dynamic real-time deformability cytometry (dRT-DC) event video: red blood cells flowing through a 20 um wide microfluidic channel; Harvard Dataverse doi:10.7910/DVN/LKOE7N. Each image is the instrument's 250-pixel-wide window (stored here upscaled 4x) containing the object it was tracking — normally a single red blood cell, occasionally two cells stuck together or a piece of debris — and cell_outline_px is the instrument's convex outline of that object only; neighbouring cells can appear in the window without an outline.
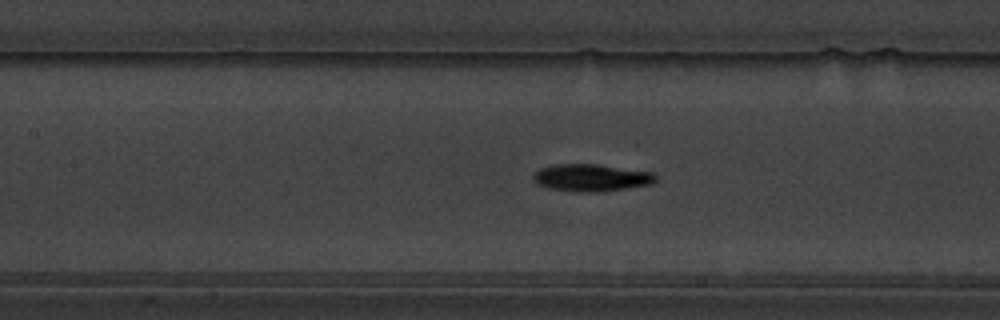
{"species": "common noctule bat (a hibernating species)", "species_latin": "Nyctalus noctula", "temperature_condition": "warm", "stored_images_in_passage": 40, "camera_frame_rate_fps": 3000, "um_per_image_px": 0.085, "animal": {"sex": "male", "body_mass_g": 19.5, "forearm_length_mm": 54.6}, "frame": {"image": 1, "passage_image": 15, "time_ms": 4.667, "image_size_px": [1000, 320], "cell_outline_px": [[656, 180], [652, 184], [596, 192], [576, 192], [548, 188], [536, 184], [532, 180], [532, 176], [540, 168], [556, 164], [596, 164], [652, 172], [656, 176]], "centroid_in_image_um": [50.21, 15.1], "position_along_channel_um": 157.2, "area_um2": 19.36}}
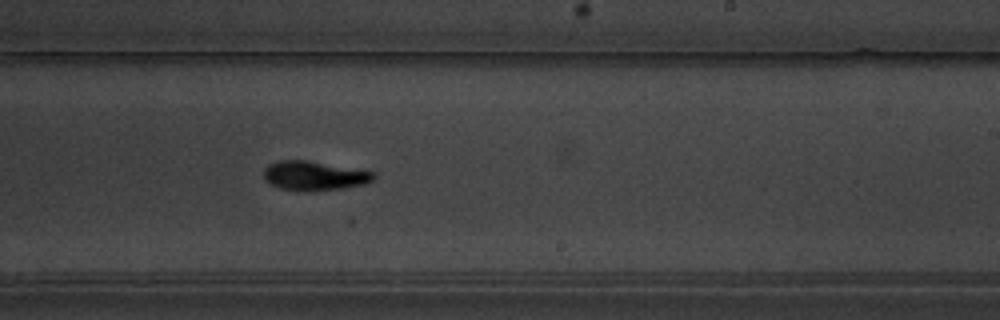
{"frame": {"image": 2, "passage_image": 24, "time_ms": 7.667, "image_size_px": [1000, 320], "cell_outline_px": [[376, 176], [372, 180], [364, 184], [344, 188], [280, 188], [268, 184], [264, 180], [264, 168], [268, 164], [280, 160], [308, 160], [376, 172]], "centroid_in_image_um": [26.7, 14.88], "position_along_channel_um": 262.3, "area_um2": 18.09}}
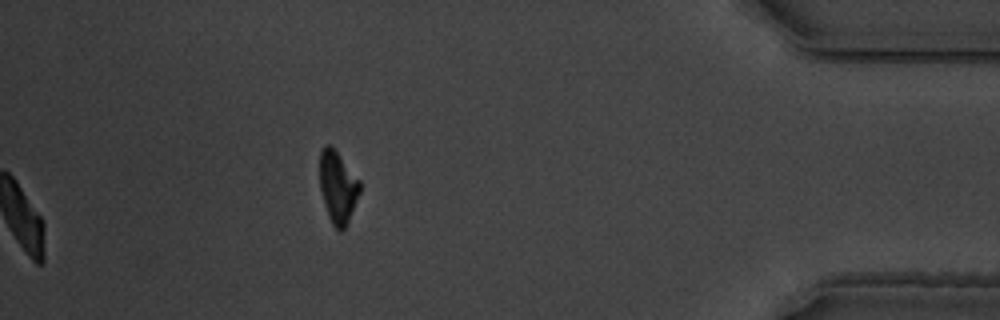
{"frame": {"image": 3, "passage_image": 40, "time_ms": 13.0, "image_size_px": [1000, 320], "cell_outline_px": [[360, 192], [348, 220], [344, 228], [340, 232], [332, 224], [328, 216], [324, 204], [320, 188], [320, 148], [324, 144], [328, 144], [336, 152], [360, 180]], "centroid_in_image_um": [28.69, 15.89], "position_along_channel_um": 406.5, "area_um2": 16.53}, "authors_computed_cell_mechanics": {"area_um2": 18.2359, "velocity_mm_per_s": 3.5191, "shape_relaxation_time_tau1_ms": 2.2923, "shape_relaxation_time_tau2_ms": 4.1185, "deformation_change_tau1": 0.1317, "deformation_change_tau2": 0.0997}}